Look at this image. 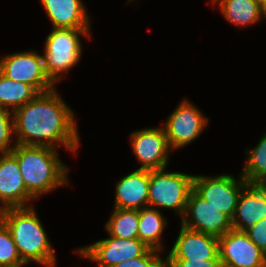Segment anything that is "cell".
Wrapping results in <instances>:
<instances>
[{
  "mask_svg": "<svg viewBox=\"0 0 266 267\" xmlns=\"http://www.w3.org/2000/svg\"><path fill=\"white\" fill-rule=\"evenodd\" d=\"M217 5L220 13L227 21L237 27H246L266 19L261 0H218Z\"/></svg>",
  "mask_w": 266,
  "mask_h": 267,
  "instance_id": "obj_18",
  "label": "cell"
},
{
  "mask_svg": "<svg viewBox=\"0 0 266 267\" xmlns=\"http://www.w3.org/2000/svg\"><path fill=\"white\" fill-rule=\"evenodd\" d=\"M181 225L187 229L221 237L232 229L231 219L191 190Z\"/></svg>",
  "mask_w": 266,
  "mask_h": 267,
  "instance_id": "obj_10",
  "label": "cell"
},
{
  "mask_svg": "<svg viewBox=\"0 0 266 267\" xmlns=\"http://www.w3.org/2000/svg\"><path fill=\"white\" fill-rule=\"evenodd\" d=\"M245 232L266 255V218L261 219L255 225L246 229Z\"/></svg>",
  "mask_w": 266,
  "mask_h": 267,
  "instance_id": "obj_26",
  "label": "cell"
},
{
  "mask_svg": "<svg viewBox=\"0 0 266 267\" xmlns=\"http://www.w3.org/2000/svg\"><path fill=\"white\" fill-rule=\"evenodd\" d=\"M15 263L26 262L20 257L10 230L0 220V266Z\"/></svg>",
  "mask_w": 266,
  "mask_h": 267,
  "instance_id": "obj_23",
  "label": "cell"
},
{
  "mask_svg": "<svg viewBox=\"0 0 266 267\" xmlns=\"http://www.w3.org/2000/svg\"><path fill=\"white\" fill-rule=\"evenodd\" d=\"M194 175L168 172L166 168L149 170L148 207L174 210L183 217Z\"/></svg>",
  "mask_w": 266,
  "mask_h": 267,
  "instance_id": "obj_5",
  "label": "cell"
},
{
  "mask_svg": "<svg viewBox=\"0 0 266 267\" xmlns=\"http://www.w3.org/2000/svg\"><path fill=\"white\" fill-rule=\"evenodd\" d=\"M208 124L209 118L185 97L162 127L171 150H176L194 142Z\"/></svg>",
  "mask_w": 266,
  "mask_h": 267,
  "instance_id": "obj_7",
  "label": "cell"
},
{
  "mask_svg": "<svg viewBox=\"0 0 266 267\" xmlns=\"http://www.w3.org/2000/svg\"><path fill=\"white\" fill-rule=\"evenodd\" d=\"M130 141L133 153L141 164L139 169L151 171L167 167L172 150L162 126L135 130L130 134Z\"/></svg>",
  "mask_w": 266,
  "mask_h": 267,
  "instance_id": "obj_11",
  "label": "cell"
},
{
  "mask_svg": "<svg viewBox=\"0 0 266 267\" xmlns=\"http://www.w3.org/2000/svg\"><path fill=\"white\" fill-rule=\"evenodd\" d=\"M222 267H266V255L245 231L230 229L218 238Z\"/></svg>",
  "mask_w": 266,
  "mask_h": 267,
  "instance_id": "obj_12",
  "label": "cell"
},
{
  "mask_svg": "<svg viewBox=\"0 0 266 267\" xmlns=\"http://www.w3.org/2000/svg\"><path fill=\"white\" fill-rule=\"evenodd\" d=\"M35 198L28 192L18 161L11 153H0V211L6 208L29 207Z\"/></svg>",
  "mask_w": 266,
  "mask_h": 267,
  "instance_id": "obj_14",
  "label": "cell"
},
{
  "mask_svg": "<svg viewBox=\"0 0 266 267\" xmlns=\"http://www.w3.org/2000/svg\"><path fill=\"white\" fill-rule=\"evenodd\" d=\"M105 229L111 236L138 239L139 210L113 208Z\"/></svg>",
  "mask_w": 266,
  "mask_h": 267,
  "instance_id": "obj_21",
  "label": "cell"
},
{
  "mask_svg": "<svg viewBox=\"0 0 266 267\" xmlns=\"http://www.w3.org/2000/svg\"><path fill=\"white\" fill-rule=\"evenodd\" d=\"M149 249L139 239H123L109 234V238L80 247L75 252L81 258L96 262V267H113L121 262L142 257Z\"/></svg>",
  "mask_w": 266,
  "mask_h": 267,
  "instance_id": "obj_8",
  "label": "cell"
},
{
  "mask_svg": "<svg viewBox=\"0 0 266 267\" xmlns=\"http://www.w3.org/2000/svg\"><path fill=\"white\" fill-rule=\"evenodd\" d=\"M0 220L10 230L23 262L57 266L53 247L34 206L3 209Z\"/></svg>",
  "mask_w": 266,
  "mask_h": 267,
  "instance_id": "obj_2",
  "label": "cell"
},
{
  "mask_svg": "<svg viewBox=\"0 0 266 267\" xmlns=\"http://www.w3.org/2000/svg\"><path fill=\"white\" fill-rule=\"evenodd\" d=\"M28 263H15L10 265H1L0 267H22L23 265H27Z\"/></svg>",
  "mask_w": 266,
  "mask_h": 267,
  "instance_id": "obj_28",
  "label": "cell"
},
{
  "mask_svg": "<svg viewBox=\"0 0 266 267\" xmlns=\"http://www.w3.org/2000/svg\"><path fill=\"white\" fill-rule=\"evenodd\" d=\"M53 28L91 29V20L82 0H40Z\"/></svg>",
  "mask_w": 266,
  "mask_h": 267,
  "instance_id": "obj_17",
  "label": "cell"
},
{
  "mask_svg": "<svg viewBox=\"0 0 266 267\" xmlns=\"http://www.w3.org/2000/svg\"><path fill=\"white\" fill-rule=\"evenodd\" d=\"M38 94L33 86L13 81L0 72V107L14 112Z\"/></svg>",
  "mask_w": 266,
  "mask_h": 267,
  "instance_id": "obj_20",
  "label": "cell"
},
{
  "mask_svg": "<svg viewBox=\"0 0 266 267\" xmlns=\"http://www.w3.org/2000/svg\"><path fill=\"white\" fill-rule=\"evenodd\" d=\"M0 72L13 81L33 86L39 93L55 88L46 75L43 55L29 50L8 54L0 58Z\"/></svg>",
  "mask_w": 266,
  "mask_h": 267,
  "instance_id": "obj_9",
  "label": "cell"
},
{
  "mask_svg": "<svg viewBox=\"0 0 266 267\" xmlns=\"http://www.w3.org/2000/svg\"><path fill=\"white\" fill-rule=\"evenodd\" d=\"M248 184L241 174L238 179L233 174L214 177L194 175L193 178V189L230 219L234 216L242 190Z\"/></svg>",
  "mask_w": 266,
  "mask_h": 267,
  "instance_id": "obj_6",
  "label": "cell"
},
{
  "mask_svg": "<svg viewBox=\"0 0 266 267\" xmlns=\"http://www.w3.org/2000/svg\"><path fill=\"white\" fill-rule=\"evenodd\" d=\"M90 29L53 28L45 40L43 62L46 75L55 85L62 75L79 63L82 55L80 36H90ZM62 74V75H61Z\"/></svg>",
  "mask_w": 266,
  "mask_h": 267,
  "instance_id": "obj_4",
  "label": "cell"
},
{
  "mask_svg": "<svg viewBox=\"0 0 266 267\" xmlns=\"http://www.w3.org/2000/svg\"><path fill=\"white\" fill-rule=\"evenodd\" d=\"M160 209L151 207L139 210L138 239L144 242L149 248L163 251L162 234L168 225L166 217Z\"/></svg>",
  "mask_w": 266,
  "mask_h": 267,
  "instance_id": "obj_19",
  "label": "cell"
},
{
  "mask_svg": "<svg viewBox=\"0 0 266 267\" xmlns=\"http://www.w3.org/2000/svg\"><path fill=\"white\" fill-rule=\"evenodd\" d=\"M262 1V4H263V7H264V10L266 12V0H261Z\"/></svg>",
  "mask_w": 266,
  "mask_h": 267,
  "instance_id": "obj_29",
  "label": "cell"
},
{
  "mask_svg": "<svg viewBox=\"0 0 266 267\" xmlns=\"http://www.w3.org/2000/svg\"><path fill=\"white\" fill-rule=\"evenodd\" d=\"M160 254V251L150 248L142 257L121 262L113 267H166V259Z\"/></svg>",
  "mask_w": 266,
  "mask_h": 267,
  "instance_id": "obj_25",
  "label": "cell"
},
{
  "mask_svg": "<svg viewBox=\"0 0 266 267\" xmlns=\"http://www.w3.org/2000/svg\"><path fill=\"white\" fill-rule=\"evenodd\" d=\"M246 154L241 176L249 184H263L266 181V133L254 148L246 150Z\"/></svg>",
  "mask_w": 266,
  "mask_h": 267,
  "instance_id": "obj_22",
  "label": "cell"
},
{
  "mask_svg": "<svg viewBox=\"0 0 266 267\" xmlns=\"http://www.w3.org/2000/svg\"><path fill=\"white\" fill-rule=\"evenodd\" d=\"M14 136L13 112L0 107V153H10L16 147V142L11 143Z\"/></svg>",
  "mask_w": 266,
  "mask_h": 267,
  "instance_id": "obj_24",
  "label": "cell"
},
{
  "mask_svg": "<svg viewBox=\"0 0 266 267\" xmlns=\"http://www.w3.org/2000/svg\"><path fill=\"white\" fill-rule=\"evenodd\" d=\"M166 267H222L220 260H166Z\"/></svg>",
  "mask_w": 266,
  "mask_h": 267,
  "instance_id": "obj_27",
  "label": "cell"
},
{
  "mask_svg": "<svg viewBox=\"0 0 266 267\" xmlns=\"http://www.w3.org/2000/svg\"><path fill=\"white\" fill-rule=\"evenodd\" d=\"M14 141L26 146L60 145L78 151L80 140L73 110L62 100L56 88L39 93L13 112Z\"/></svg>",
  "mask_w": 266,
  "mask_h": 267,
  "instance_id": "obj_1",
  "label": "cell"
},
{
  "mask_svg": "<svg viewBox=\"0 0 266 267\" xmlns=\"http://www.w3.org/2000/svg\"><path fill=\"white\" fill-rule=\"evenodd\" d=\"M18 161L20 173L28 192L36 199L68 184V166L47 146L17 144L10 152Z\"/></svg>",
  "mask_w": 266,
  "mask_h": 267,
  "instance_id": "obj_3",
  "label": "cell"
},
{
  "mask_svg": "<svg viewBox=\"0 0 266 267\" xmlns=\"http://www.w3.org/2000/svg\"><path fill=\"white\" fill-rule=\"evenodd\" d=\"M266 218V188L263 184H248L241 192L231 219L232 228L245 231Z\"/></svg>",
  "mask_w": 266,
  "mask_h": 267,
  "instance_id": "obj_15",
  "label": "cell"
},
{
  "mask_svg": "<svg viewBox=\"0 0 266 267\" xmlns=\"http://www.w3.org/2000/svg\"><path fill=\"white\" fill-rule=\"evenodd\" d=\"M149 170L136 169L115 187L114 208L140 210L148 207Z\"/></svg>",
  "mask_w": 266,
  "mask_h": 267,
  "instance_id": "obj_16",
  "label": "cell"
},
{
  "mask_svg": "<svg viewBox=\"0 0 266 267\" xmlns=\"http://www.w3.org/2000/svg\"><path fill=\"white\" fill-rule=\"evenodd\" d=\"M166 260H220L218 237L193 231L181 225Z\"/></svg>",
  "mask_w": 266,
  "mask_h": 267,
  "instance_id": "obj_13",
  "label": "cell"
},
{
  "mask_svg": "<svg viewBox=\"0 0 266 267\" xmlns=\"http://www.w3.org/2000/svg\"><path fill=\"white\" fill-rule=\"evenodd\" d=\"M218 0H211V4L213 5L215 2H217Z\"/></svg>",
  "mask_w": 266,
  "mask_h": 267,
  "instance_id": "obj_30",
  "label": "cell"
}]
</instances>
